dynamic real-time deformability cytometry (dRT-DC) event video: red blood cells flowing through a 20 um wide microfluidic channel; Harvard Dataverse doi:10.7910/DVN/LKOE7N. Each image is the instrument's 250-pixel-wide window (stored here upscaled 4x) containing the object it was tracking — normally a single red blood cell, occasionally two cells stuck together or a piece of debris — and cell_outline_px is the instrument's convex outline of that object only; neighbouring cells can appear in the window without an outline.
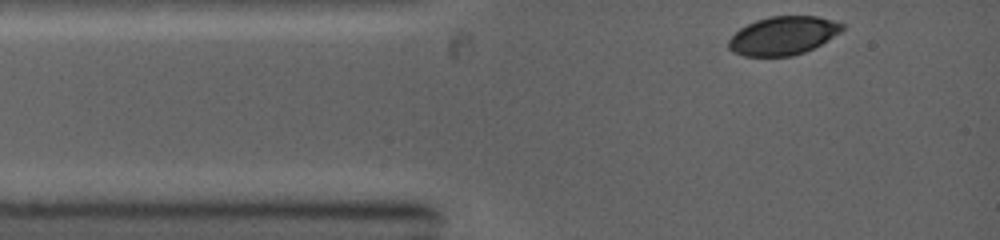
{"species": "common noctule bat (a hibernating species)", "species_latin": "Nyctalus noctula", "temperature_condition": "warm", "stored_images_in_passage": 5, "camera_frame_rate_fps": 5000, "um_per_image_px": 0.085, "animal": {"sex": "female", "body_mass_g": 19.0, "forearm_length_mm": 53.3}, "frame": {"image": 1, "passage_image": 1, "time_ms": 0.0, "image_size_px": [1000, 240], "cell_outline_px": [[844, 28], [840, 32], [820, 44], [804, 52], [792, 56], [744, 56], [732, 52], [728, 48], [728, 40], [740, 28], [756, 20], [772, 16], [816, 16], [832, 20], [844, 24]], "centroid_in_image_um": [66.54, 3.03], "position_along_channel_um": 18.5, "area_um2": 25.26}}